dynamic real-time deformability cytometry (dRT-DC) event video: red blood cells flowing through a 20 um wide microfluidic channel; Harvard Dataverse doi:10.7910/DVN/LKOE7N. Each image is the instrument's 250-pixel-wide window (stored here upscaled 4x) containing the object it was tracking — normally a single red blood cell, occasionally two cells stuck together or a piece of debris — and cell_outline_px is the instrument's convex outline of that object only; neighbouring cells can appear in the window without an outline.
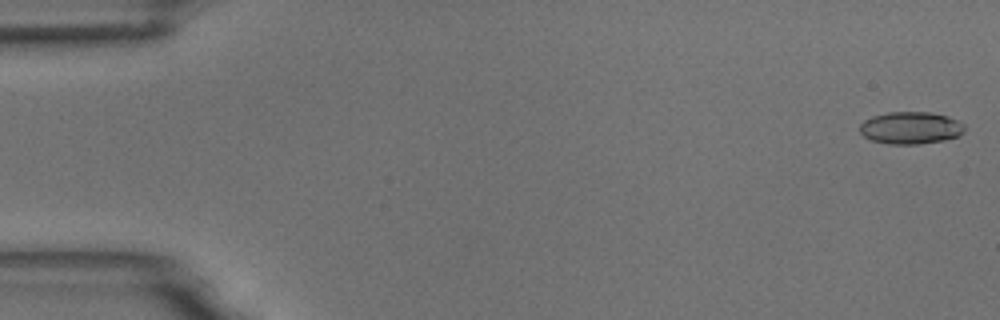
{"species": "common noctule bat (a hibernating species)", "species_latin": "Nyctalus noctula", "temperature_condition": "room temperature", "stored_images_in_passage": 54, "camera_frame_rate_fps": 3000, "um_per_image_px": 0.085, "animal": {"sex": "male", "body_mass_g": 18.8}, "frame": {"image": 1, "passage_image": 1, "time_ms": 0.0, "image_size_px": [1000, 320], "cell_outline_px": [[964, 132], [956, 136], [944, 140], [920, 144], [888, 144], [872, 140], [864, 136], [860, 132], [860, 124], [864, 120], [872, 116], [888, 112], [928, 112], [948, 116], [964, 124]], "centroid_in_image_um": [77.39, 10.87], "position_along_channel_um": 7.6, "area_um2": 19.65}}
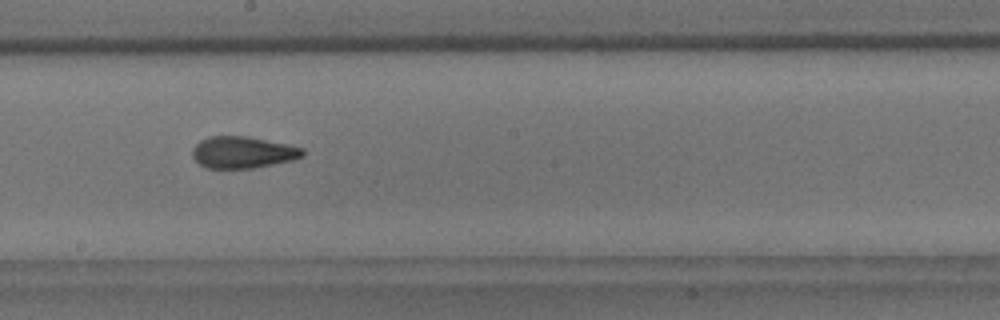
{"frame": {"image": 2, "passage_image": 30, "time_ms": 9.667, "image_size_px": [1000, 320], "cell_outline_px": [[304, 156], [292, 160], [252, 168], [204, 168], [192, 156], [192, 148], [200, 140], [208, 136], [248, 136], [288, 144], [304, 148]], "centroid_in_image_um": [20.63, 12.94], "position_along_channel_um": 227.6, "area_um2": 20.46}}
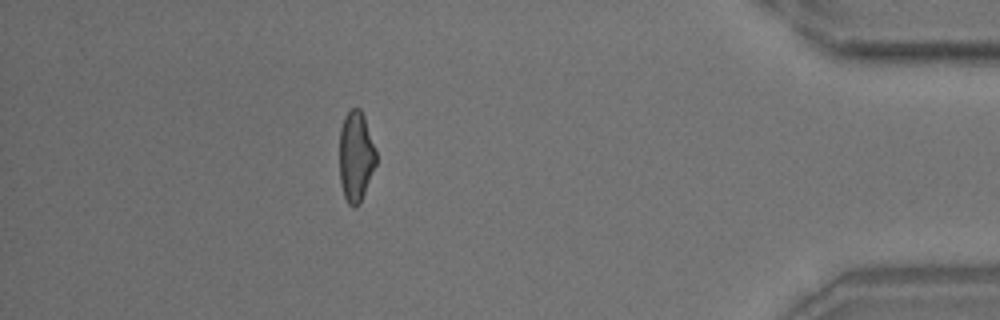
{"frame": {"image": 3, "passage_image": 48, "time_ms": 15.667, "image_size_px": [1000, 320], "cell_outline_px": [[376, 164], [360, 204], [356, 208], [352, 208], [348, 204], [344, 196], [340, 184], [340, 128], [344, 116], [352, 108], [360, 108], [364, 116], [376, 152]], "centroid_in_image_um": [30.24, 13.33], "position_along_channel_um": 405.0, "area_um2": 19.36}, "authors_computed_cell_mechanics": {"area_um2": 20.0855, "velocity_mm_per_s": 3.7307, "shape_relaxation_time_tau1_ms": 5.1345, "shape_relaxation_time_tau2_ms": 1.8805, "deformation_change_tau1": 0.183, "deformation_change_tau2": 0.1021}}